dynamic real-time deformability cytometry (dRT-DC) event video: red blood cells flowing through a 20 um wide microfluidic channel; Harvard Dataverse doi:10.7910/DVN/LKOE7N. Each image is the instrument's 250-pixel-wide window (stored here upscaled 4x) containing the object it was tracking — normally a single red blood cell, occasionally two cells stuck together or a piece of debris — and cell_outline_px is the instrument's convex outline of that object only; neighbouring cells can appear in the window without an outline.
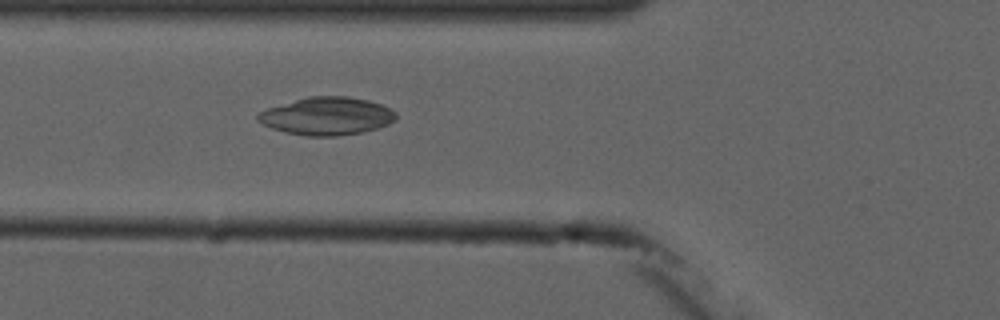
{"species": "common noctule bat (a hibernating species)", "species_latin": "Nyctalus noctula", "temperature_condition": "cold", "stored_images_in_passage": 6, "camera_frame_rate_fps": 3000, "um_per_image_px": 0.085, "animal": {"sex": "male", "forearm_length_mm": 52.5}, "frame": {"image": 1, "passage_image": 6, "time_ms": 5.667, "image_size_px": [1000, 320], "cell_outline_px": [[396, 120], [388, 124], [364, 132], [336, 136], [308, 136], [284, 132], [272, 128], [256, 120], [256, 116], [260, 112], [268, 108], [308, 96], [348, 96], [368, 100], [380, 104], [396, 112]], "centroid_in_image_um": [27.79, 9.87], "position_along_channel_um": 98.0, "area_um2": 30.35}}